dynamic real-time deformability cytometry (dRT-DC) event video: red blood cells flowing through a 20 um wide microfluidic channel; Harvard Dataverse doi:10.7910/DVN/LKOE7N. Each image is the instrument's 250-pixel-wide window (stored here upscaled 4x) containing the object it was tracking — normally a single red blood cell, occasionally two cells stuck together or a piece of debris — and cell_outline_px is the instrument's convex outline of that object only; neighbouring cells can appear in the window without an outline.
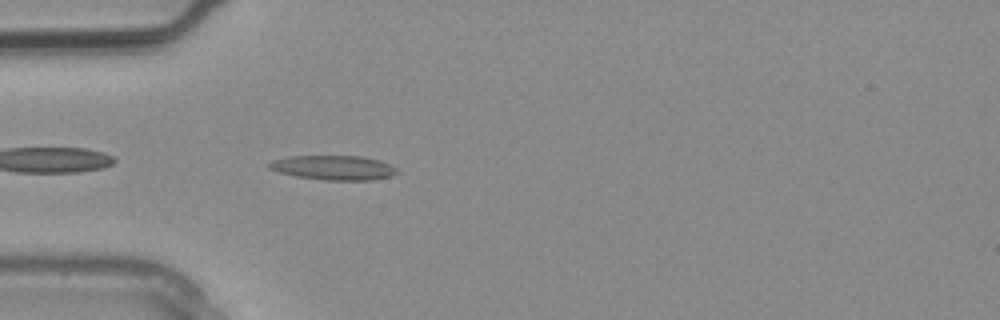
{"species": "common noctule bat (a hibernating species)", "species_latin": "Nyctalus noctula", "temperature_condition": "warm", "stored_images_in_passage": 3, "camera_frame_rate_fps": 3000, "um_per_image_px": 0.085, "animal": {"sex": "male", "body_mass_g": 20.4}, "frame": {"image": 1, "passage_image": 3, "time_ms": 0.667, "image_size_px": [1000, 320], "cell_outline_px": [[400, 172], [388, 176], [372, 180], [324, 180], [296, 176], [280, 172], [268, 168], [268, 164], [272, 160], [288, 156], [360, 156], [380, 160], [396, 168]], "centroid_in_image_um": [28.34, 14.25], "position_along_channel_um": 56.7, "area_um2": 18.15}}